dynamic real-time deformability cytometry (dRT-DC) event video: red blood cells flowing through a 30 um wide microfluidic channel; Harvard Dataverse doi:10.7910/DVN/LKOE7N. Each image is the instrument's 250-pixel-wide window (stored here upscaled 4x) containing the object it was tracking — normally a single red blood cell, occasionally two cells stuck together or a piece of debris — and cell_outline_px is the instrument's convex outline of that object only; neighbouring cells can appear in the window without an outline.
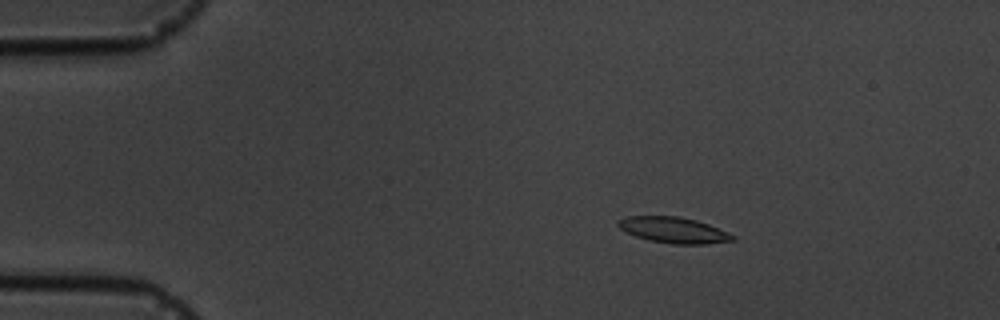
{"species": "common noctule bat (a hibernating species)", "species_latin": "Nyctalus noctula", "temperature_condition": "cold", "stored_images_in_passage": 4, "camera_frame_rate_fps": 3000, "um_per_image_px": 0.085, "animal": {"sex": "male", "body_mass_g": 19.5, "forearm_length_mm": 54.6}, "frame": {"image": 1, "passage_image": 2, "time_ms": 2.0, "image_size_px": [1000, 320], "cell_outline_px": [[736, 240], [708, 244], [672, 244], [648, 240], [636, 236], [620, 228], [616, 224], [616, 220], [628, 216], [680, 216], [696, 220], [708, 224], [728, 232], [736, 236]], "centroid_in_image_um": [57.27, 19.55], "position_along_channel_um": 27.7, "area_um2": 17.4}}